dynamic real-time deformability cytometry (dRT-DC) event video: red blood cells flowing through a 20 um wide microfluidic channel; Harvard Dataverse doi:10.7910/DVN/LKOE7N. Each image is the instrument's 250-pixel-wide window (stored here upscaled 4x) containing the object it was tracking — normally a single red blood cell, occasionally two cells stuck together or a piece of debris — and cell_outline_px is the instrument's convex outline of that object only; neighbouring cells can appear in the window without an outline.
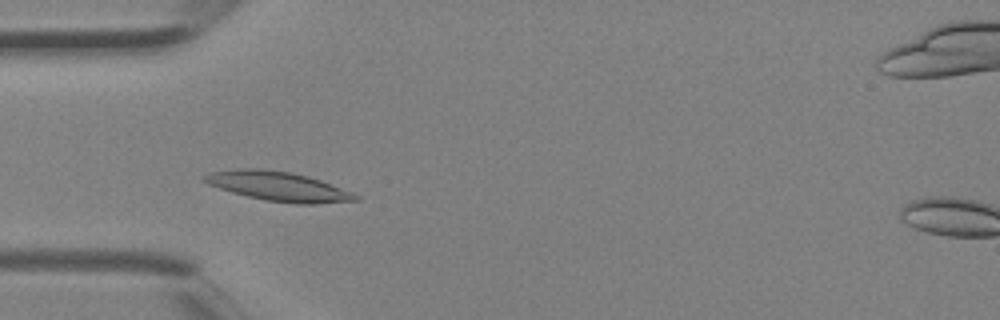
{"species": "Egyptian fruit bat (a non-hibernating species)", "species_latin": "Rousettus aegyptiacus", "temperature_condition": "room temperature", "stored_images_in_passage": 4, "camera_frame_rate_fps": 3000, "um_per_image_px": 0.085, "animal": {"sex": "female"}, "frame": {"image": 1, "passage_image": 3, "time_ms": 0.667, "image_size_px": [1000, 320], "cell_outline_px": [[360, 200], [316, 204], [296, 204], [264, 200], [232, 192], [208, 184], [200, 180], [200, 176], [208, 172], [240, 168], [260, 168], [292, 172], [308, 176], [320, 180], [352, 192], [360, 196]], "centroid_in_image_um": [23.62, 15.83], "position_along_channel_um": 61.4, "area_um2": 26.13}}
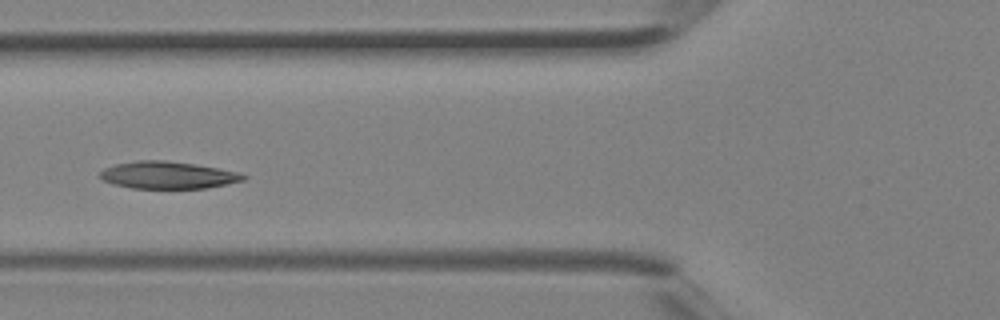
{"frame": {"image": 2, "passage_image": 4, "time_ms": 1.0, "image_size_px": [1000, 320], "cell_outline_px": [[248, 176], [244, 180], [228, 184], [208, 188], [132, 188], [112, 184], [104, 180], [100, 176], [100, 172], [104, 168], [116, 164], [136, 160], [164, 160], [196, 164], [220, 168], [240, 172]], "centroid_in_image_um": [14.31, 14.88], "position_along_channel_um": 111.5, "area_um2": 22.89}}